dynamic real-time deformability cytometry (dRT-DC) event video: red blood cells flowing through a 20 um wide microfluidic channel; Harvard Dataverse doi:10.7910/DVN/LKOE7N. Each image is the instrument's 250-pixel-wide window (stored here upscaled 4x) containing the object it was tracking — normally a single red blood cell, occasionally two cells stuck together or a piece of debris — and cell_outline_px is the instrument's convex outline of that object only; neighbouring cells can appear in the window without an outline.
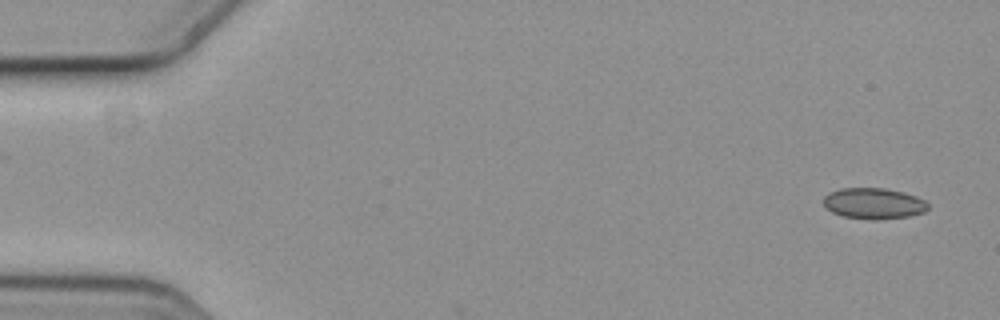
{"species": "common noctule bat (a hibernating species)", "species_latin": "Nyctalus noctula", "temperature_condition": "cold", "stored_images_in_passage": 6, "camera_frame_rate_fps": 3000, "um_per_image_px": 0.085, "animal": {"sex": "female", "body_mass_g": 19.3, "forearm_length_mm": 54.1}, "frame": {"image": 1, "passage_image": 1, "time_ms": 0.0, "image_size_px": [1000, 320], "cell_outline_px": [[928, 208], [924, 212], [908, 216], [876, 220], [872, 220], [844, 216], [832, 212], [824, 204], [824, 196], [828, 192], [840, 188], [884, 188], [904, 192], [916, 196], [924, 200], [928, 204]], "centroid_in_image_um": [74.26, 17.28], "position_along_channel_um": 10.7, "area_um2": 18.84}}
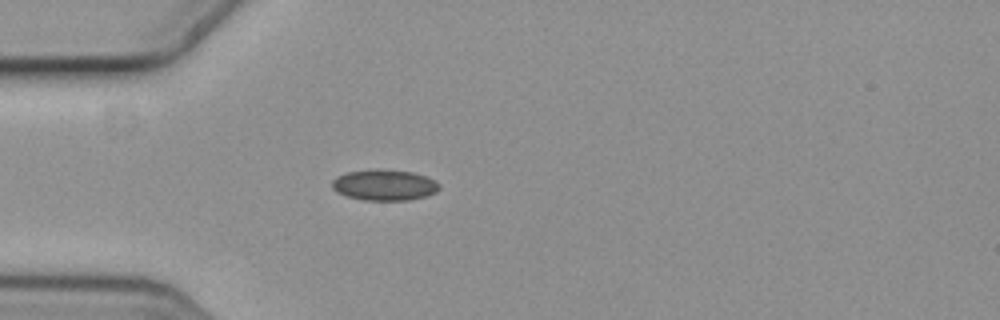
{"frame": {"image": 2, "passage_image": 5, "time_ms": 1.333, "image_size_px": [1000, 320], "cell_outline_px": [[440, 188], [436, 192], [424, 196], [408, 200], [364, 200], [348, 196], [336, 192], [332, 188], [332, 180], [336, 176], [348, 172], [376, 168], [412, 172], [436, 180], [440, 184]], "centroid_in_image_um": [32.66, 15.71], "position_along_channel_um": 52.3, "area_um2": 19.36}}